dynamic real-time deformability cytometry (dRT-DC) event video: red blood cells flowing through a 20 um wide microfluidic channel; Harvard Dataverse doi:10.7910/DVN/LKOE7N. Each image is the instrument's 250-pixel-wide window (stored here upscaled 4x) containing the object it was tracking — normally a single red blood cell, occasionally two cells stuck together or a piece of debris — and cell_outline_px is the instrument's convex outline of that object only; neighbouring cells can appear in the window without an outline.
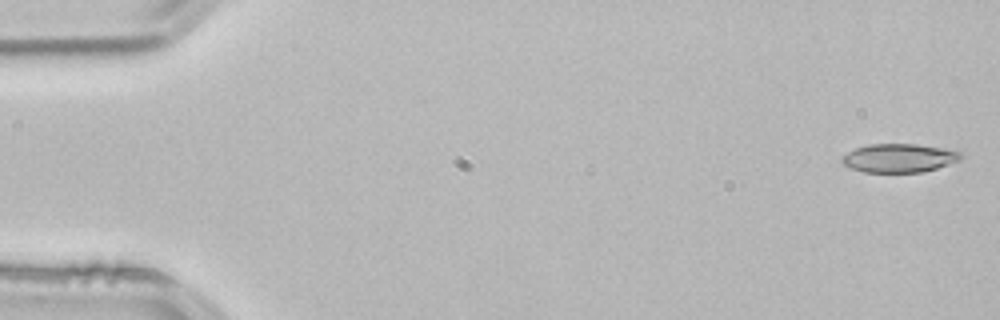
{"species": "common noctule bat (a hibernating species)", "species_latin": "Nyctalus noctula", "temperature_condition": "room temperature", "stored_images_in_passage": 52, "camera_frame_rate_fps": 3000, "um_per_image_px": 0.085, "animal": {"sex": "male", "body_mass_g": 21.5, "forearm_length_mm": 52.0}, "frame": {"image": 1, "passage_image": 1, "time_ms": 0.0, "image_size_px": [1000, 320], "cell_outline_px": [[964, 156], [960, 160], [936, 168], [920, 172], [864, 172], [852, 168], [844, 164], [840, 160], [848, 152], [856, 148], [868, 144], [916, 144], [940, 148], [960, 152]], "centroid_in_image_um": [76.42, 13.43], "position_along_channel_um": 8.6, "area_um2": 19.54}}
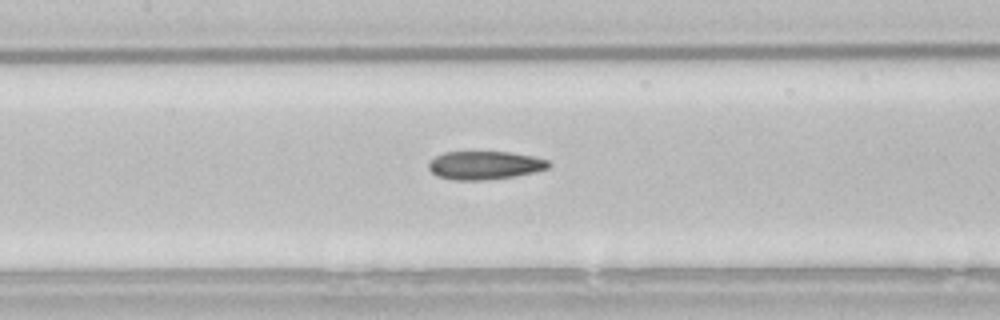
{"frame": {"image": 2, "passage_image": 24, "time_ms": 7.667, "image_size_px": [1000, 320], "cell_outline_px": [[552, 164], [548, 168], [536, 172], [516, 176], [480, 180], [456, 180], [436, 176], [428, 168], [428, 164], [436, 156], [444, 152], [512, 152], [532, 156], [548, 160]], "centroid_in_image_um": [41.23, 14.05], "position_along_channel_um": 166.2, "area_um2": 19.83}}
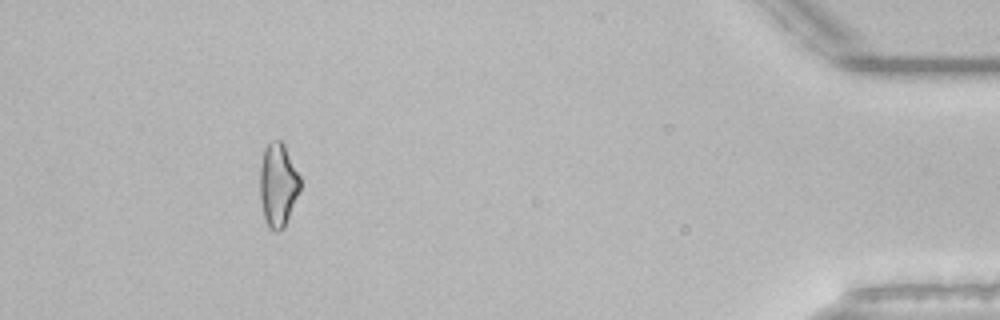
{"frame": {"image": 3, "passage_image": 48, "time_ms": 15.667, "image_size_px": [1000, 320], "cell_outline_px": [[300, 188], [284, 228], [276, 232], [268, 228], [264, 216], [260, 200], [260, 168], [264, 148], [272, 140], [280, 140], [284, 144], [300, 176]], "centroid_in_image_um": [23.62, 15.71], "position_along_channel_um": 411.6, "area_um2": 19.48}, "authors_computed_cell_mechanics": {"area_um2": 19.8254, "velocity_mm_per_s": 3.8534, "shape_relaxation_time_tau1_ms": 7.9629, "shape_relaxation_time_tau2_ms": 6.534, "deformation_change_tau1": 0.1818, "deformation_change_tau2": 0.1709}}